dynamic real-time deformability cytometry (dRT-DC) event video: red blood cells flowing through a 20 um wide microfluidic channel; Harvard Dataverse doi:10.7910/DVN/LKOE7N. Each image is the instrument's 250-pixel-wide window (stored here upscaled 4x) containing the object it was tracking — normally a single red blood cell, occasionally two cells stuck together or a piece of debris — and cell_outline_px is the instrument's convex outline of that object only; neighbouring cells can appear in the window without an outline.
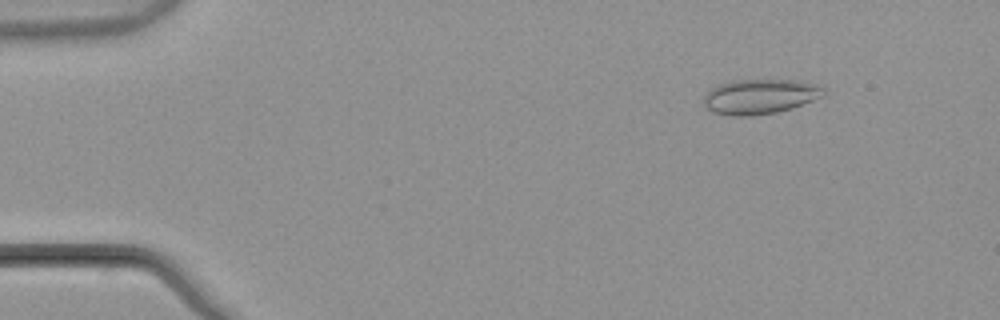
{"species": "common noctule bat (a hibernating species)", "species_latin": "Nyctalus noctula", "temperature_condition": "warm", "stored_images_in_passage": 54, "camera_frame_rate_fps": 3000, "um_per_image_px": 0.085, "animal": {"sex": "male", "body_mass_g": 21.5, "forearm_length_mm": 52.0}, "frame": {"image": 1, "passage_image": 7, "time_ms": 2.0, "image_size_px": [1000, 320], "cell_outline_px": [[828, 92], [824, 96], [792, 108], [776, 112], [752, 116], [732, 116], [712, 112], [704, 104], [704, 96], [712, 88], [720, 84], [732, 80], [800, 80], [816, 84], [824, 88]], "centroid_in_image_um": [64.64, 8.2], "position_along_channel_um": 20.4, "area_um2": 24.51}}
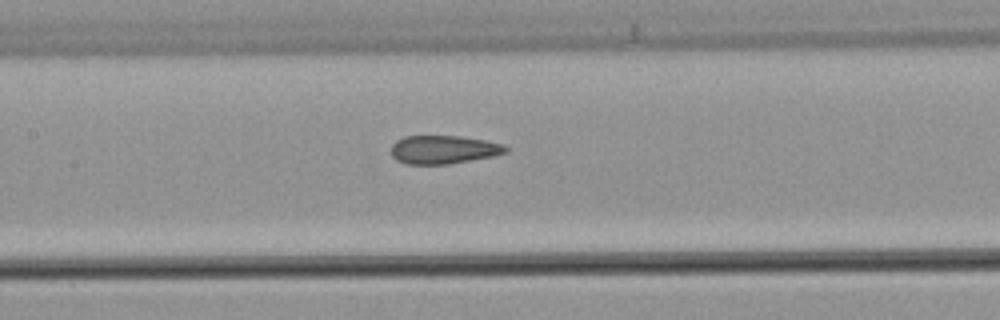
{"frame": {"image": 2, "passage_image": 26, "time_ms": 8.333, "image_size_px": [1000, 320], "cell_outline_px": [[508, 152], [492, 156], [448, 164], [404, 164], [396, 160], [392, 156], [392, 144], [396, 140], [404, 136], [460, 136], [484, 140], [504, 144], [508, 148]], "centroid_in_image_um": [37.68, 12.71], "position_along_channel_um": 169.7, "area_um2": 18.96}}
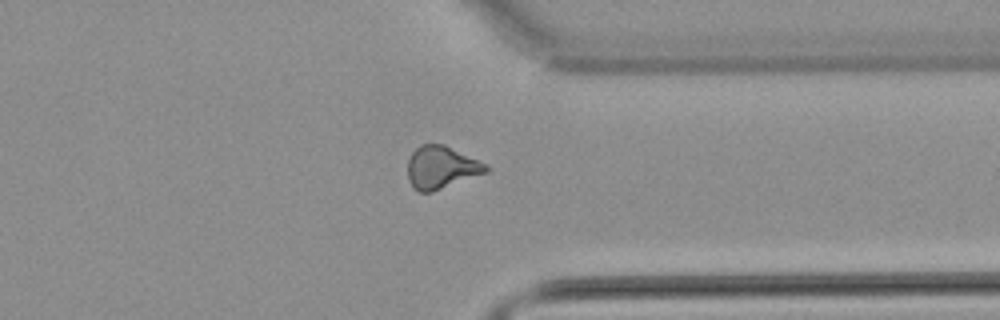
{"frame": {"image": 3, "passage_image": 42, "time_ms": 13.667, "image_size_px": [1000, 320], "cell_outline_px": [[488, 172], [432, 192], [420, 192], [408, 180], [408, 160], [412, 152], [420, 144], [444, 144], [484, 164], [488, 168]], "centroid_in_image_um": [37.47, 14.23], "position_along_channel_um": 373.9, "area_um2": 19.07}, "authors_computed_cell_mechanics": {"area_um2": 19.9988, "velocity_mm_per_s": 3.8719, "shape_relaxation_time_tau1_ms": null, "shape_relaxation_time_tau2_ms": 1.9744, "deformation_change_tau1": null, "deformation_change_tau2": 0.0903}}